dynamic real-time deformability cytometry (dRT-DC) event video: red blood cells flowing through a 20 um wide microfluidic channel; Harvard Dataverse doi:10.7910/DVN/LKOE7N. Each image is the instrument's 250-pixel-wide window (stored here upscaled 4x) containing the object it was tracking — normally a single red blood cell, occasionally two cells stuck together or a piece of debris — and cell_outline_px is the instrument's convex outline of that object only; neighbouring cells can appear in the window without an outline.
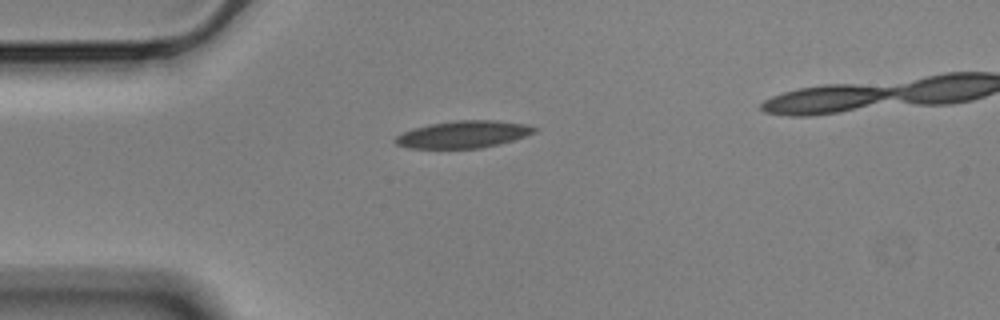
{"species": "Egyptian fruit bat (a non-hibernating species)", "species_latin": "Rousettus aegyptiacus", "temperature_condition": "cold", "stored_images_in_passage": 39, "camera_frame_rate_fps": 3000, "um_per_image_px": 0.085, "animal": {"sex": "male"}, "frame": {"image": 1, "passage_image": 1, "time_ms": 0.0, "image_size_px": [1000, 320], "cell_outline_px": [[536, 128], [532, 132], [524, 136], [500, 144], [480, 148], [408, 148], [396, 144], [392, 140], [396, 136], [412, 128], [428, 124], [456, 120], [496, 120], [524, 124]], "centroid_in_image_um": [39.3, 11.42], "position_along_channel_um": 45.7, "area_um2": 21.85}}
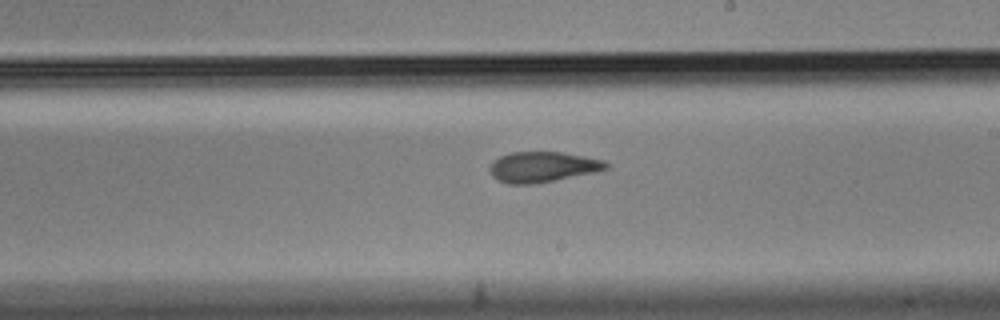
{"frame": {"image": 2, "passage_image": 19, "time_ms": 6.0, "image_size_px": [1000, 320], "cell_outline_px": [[608, 168], [596, 172], [536, 184], [508, 184], [496, 180], [492, 176], [488, 168], [500, 156], [512, 152], [564, 152], [604, 160], [608, 164]], "centroid_in_image_um": [46.12, 14.2], "position_along_channel_um": 242.9, "area_um2": 20.75}}
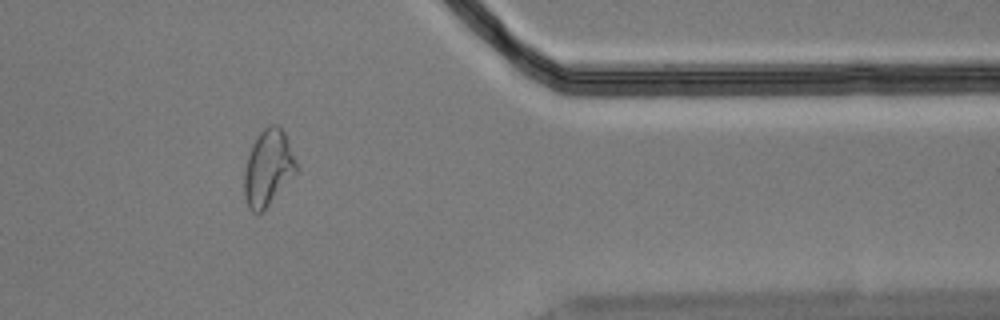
{"frame": {"image": 3, "passage_image": 33, "time_ms": 10.667, "image_size_px": [1000, 320], "cell_outline_px": [[296, 172], [268, 204], [260, 212], [252, 212], [248, 208], [244, 196], [244, 172], [248, 156], [252, 144], [260, 132], [268, 124], [276, 124], [284, 132], [296, 160]], "centroid_in_image_um": [22.76, 14.24], "position_along_channel_um": 388.6, "area_um2": 22.54}}